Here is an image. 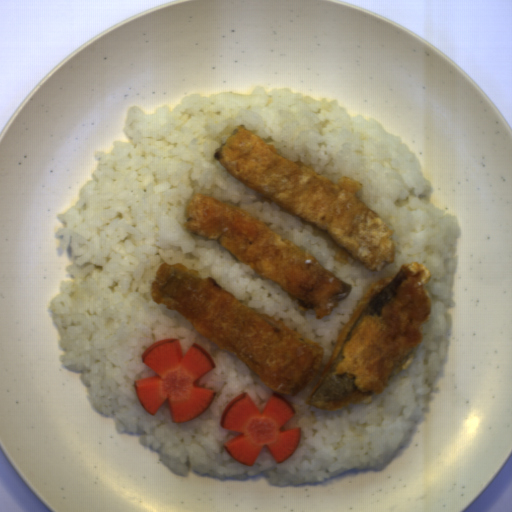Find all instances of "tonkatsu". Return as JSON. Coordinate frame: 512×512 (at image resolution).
<instances>
[{
    "label": "tonkatsu",
    "mask_w": 512,
    "mask_h": 512,
    "mask_svg": "<svg viewBox=\"0 0 512 512\" xmlns=\"http://www.w3.org/2000/svg\"><path fill=\"white\" fill-rule=\"evenodd\" d=\"M150 296L176 311L199 336L239 358L272 391L296 396L320 370L322 346L252 310L195 269L161 263Z\"/></svg>",
    "instance_id": "tonkatsu-3"
},
{
    "label": "tonkatsu",
    "mask_w": 512,
    "mask_h": 512,
    "mask_svg": "<svg viewBox=\"0 0 512 512\" xmlns=\"http://www.w3.org/2000/svg\"><path fill=\"white\" fill-rule=\"evenodd\" d=\"M186 212L185 230L215 240L261 279L276 283L299 311L313 310L321 319L352 293L349 283L239 207L199 193Z\"/></svg>",
    "instance_id": "tonkatsu-4"
},
{
    "label": "tonkatsu",
    "mask_w": 512,
    "mask_h": 512,
    "mask_svg": "<svg viewBox=\"0 0 512 512\" xmlns=\"http://www.w3.org/2000/svg\"><path fill=\"white\" fill-rule=\"evenodd\" d=\"M420 262L372 283L346 322L305 403L326 410L370 404L411 364L431 312Z\"/></svg>",
    "instance_id": "tonkatsu-1"
},
{
    "label": "tonkatsu",
    "mask_w": 512,
    "mask_h": 512,
    "mask_svg": "<svg viewBox=\"0 0 512 512\" xmlns=\"http://www.w3.org/2000/svg\"><path fill=\"white\" fill-rule=\"evenodd\" d=\"M215 155L226 173L318 229L368 271L379 272L394 263L393 230L359 200L360 182L345 176L331 182L310 165L289 161L242 126Z\"/></svg>",
    "instance_id": "tonkatsu-2"
}]
</instances>
